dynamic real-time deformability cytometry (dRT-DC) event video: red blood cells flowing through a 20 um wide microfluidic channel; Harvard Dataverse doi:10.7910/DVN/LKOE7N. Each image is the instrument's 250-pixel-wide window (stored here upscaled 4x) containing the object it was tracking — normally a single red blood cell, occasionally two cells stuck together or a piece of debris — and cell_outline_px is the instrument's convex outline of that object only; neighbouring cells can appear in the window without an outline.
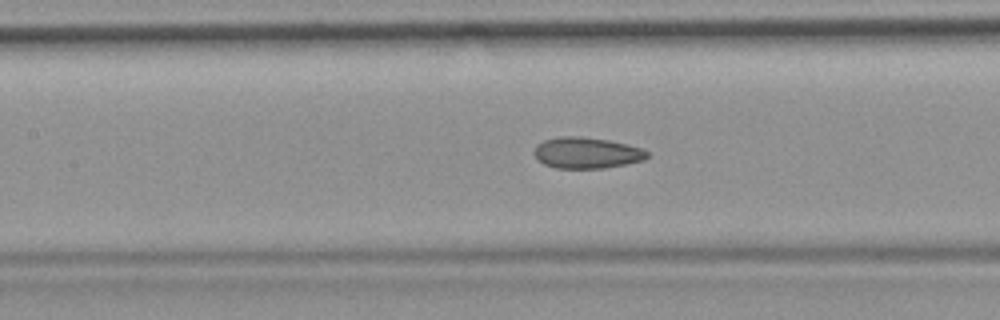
{"species": "common noctule bat (a hibernating species)", "species_latin": "Nyctalus noctula", "temperature_condition": "room temperature", "stored_images_in_passage": 52, "camera_frame_rate_fps": 3000, "um_per_image_px": 0.085, "animal": {"sex": "female", "body_mass_g": 19.9}, "frame": {"image": 1, "passage_image": 23, "time_ms": 7.333, "image_size_px": [1000, 320], "cell_outline_px": [[648, 156], [644, 160], [604, 168], [556, 168], [544, 164], [536, 156], [536, 144], [544, 140], [564, 136], [580, 136], [608, 140], [628, 144], [640, 148], [648, 152]], "centroid_in_image_um": [49.89, 12.99], "position_along_channel_um": 157.5, "area_um2": 20.23}, "authors_computed_cell_mechanics": {"area_um2": 20.7502, "velocity_mm_per_s": 3.818, "shape_relaxation_time_tau1_ms": null, "shape_relaxation_time_tau2_ms": 1.8048, "deformation_change_tau1": null, "deformation_change_tau2": 0.0715}}